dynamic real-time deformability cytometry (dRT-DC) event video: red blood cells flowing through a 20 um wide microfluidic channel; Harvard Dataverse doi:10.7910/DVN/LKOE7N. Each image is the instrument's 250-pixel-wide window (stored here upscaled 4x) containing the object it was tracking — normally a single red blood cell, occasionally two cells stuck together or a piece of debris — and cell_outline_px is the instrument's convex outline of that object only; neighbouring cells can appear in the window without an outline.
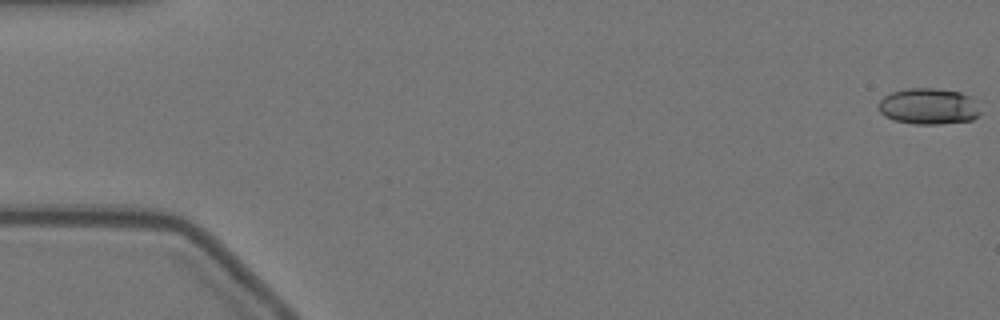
{"species": "Egyptian fruit bat (a non-hibernating species)", "species_latin": "Rousettus aegyptiacus", "temperature_condition": "warm", "stored_images_in_passage": 3, "camera_frame_rate_fps": 3000, "um_per_image_px": 0.085, "animal": {"sex": "female"}, "frame": {"image": 1, "passage_image": 1, "time_ms": 0.0, "image_size_px": [1000, 320], "cell_outline_px": [[980, 116], [972, 120], [940, 124], [916, 124], [892, 120], [884, 116], [876, 108], [880, 100], [884, 96], [892, 92], [908, 88], [936, 88], [960, 92], [968, 96], [972, 100], [980, 112]], "centroid_in_image_um": [78.88, 9.05], "position_along_channel_um": 6.1, "area_um2": 21.5}}